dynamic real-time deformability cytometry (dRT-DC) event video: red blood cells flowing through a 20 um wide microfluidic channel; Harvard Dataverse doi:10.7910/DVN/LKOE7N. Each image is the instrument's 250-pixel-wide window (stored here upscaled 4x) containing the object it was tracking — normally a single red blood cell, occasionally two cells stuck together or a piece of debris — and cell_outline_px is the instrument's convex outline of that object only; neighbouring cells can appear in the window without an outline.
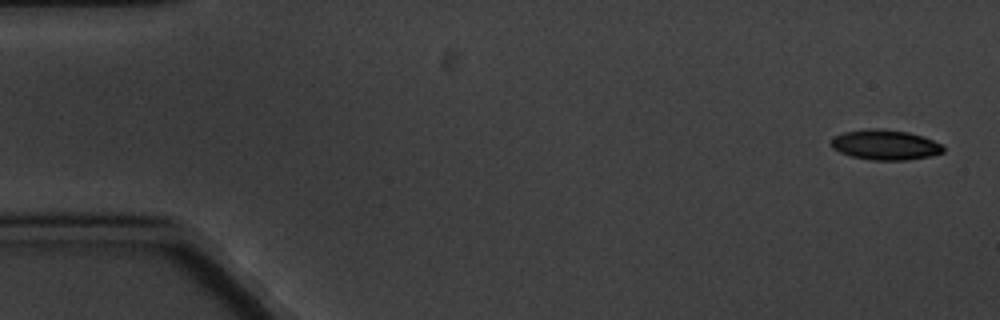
{"species": "common noctule bat (a hibernating species)", "species_latin": "Nyctalus noctula", "temperature_condition": "cold", "stored_images_in_passage": 5, "camera_frame_rate_fps": 3000, "um_per_image_px": 0.085, "animal": {"sex": "male", "body_mass_g": 20.1, "forearm_length_mm": 53.5}, "frame": {"image": 1, "passage_image": 1, "time_ms": 0.0, "image_size_px": [1000, 320], "cell_outline_px": [[944, 152], [932, 156], [904, 160], [872, 160], [852, 156], [840, 152], [832, 148], [832, 136], [844, 132], [868, 128], [876, 128], [908, 132], [932, 140], [940, 144], [944, 148]], "centroid_in_image_um": [75.22, 12.31], "position_along_channel_um": 9.8, "area_um2": 19.54}}
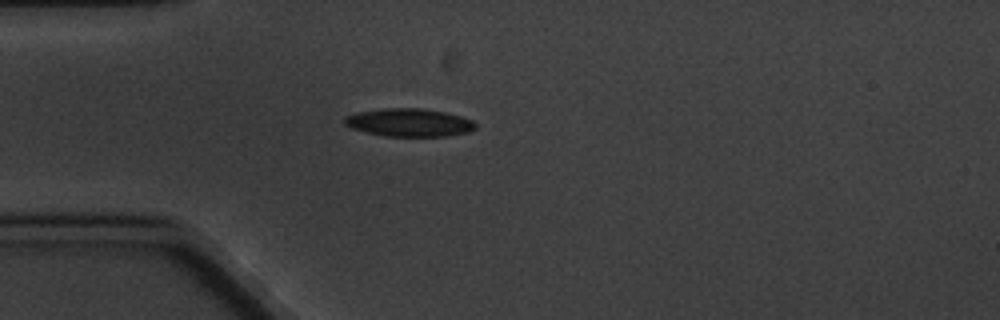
{"frame": {"image": 2, "passage_image": 5, "time_ms": 4.667, "image_size_px": [1000, 320], "cell_outline_px": [[476, 128], [468, 132], [444, 136], [388, 136], [368, 132], [352, 128], [344, 124], [344, 116], [356, 112], [384, 108], [420, 108], [444, 112], [460, 116], [472, 120], [476, 124]], "centroid_in_image_um": [34.76, 10.41], "position_along_channel_um": 50.2, "area_um2": 21.21}}